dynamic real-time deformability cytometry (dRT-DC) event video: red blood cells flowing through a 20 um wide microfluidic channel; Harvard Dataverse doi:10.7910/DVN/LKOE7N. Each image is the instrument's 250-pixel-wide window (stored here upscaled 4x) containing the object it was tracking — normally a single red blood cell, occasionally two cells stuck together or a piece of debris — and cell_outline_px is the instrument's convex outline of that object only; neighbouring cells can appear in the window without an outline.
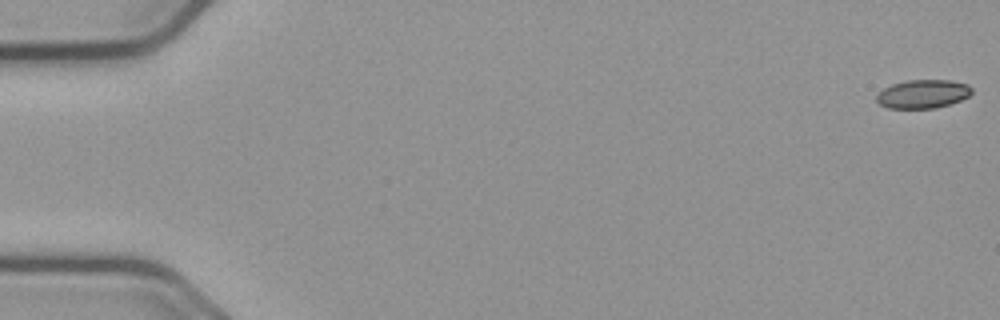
{"species": "common noctule bat (a hibernating species)", "species_latin": "Nyctalus noctula", "temperature_condition": "cold", "stored_images_in_passage": 57, "camera_frame_rate_fps": 3000, "um_per_image_px": 0.085, "animal": {"sex": "male", "body_mass_g": 23.1, "forearm_length_mm": 52.7}, "frame": {"image": 1, "passage_image": 1, "time_ms": 0.0, "image_size_px": [1000, 320], "cell_outline_px": [[972, 92], [968, 96], [960, 100], [936, 108], [888, 108], [880, 104], [876, 100], [876, 96], [884, 88], [892, 84], [908, 80], [948, 80], [968, 84], [972, 88]], "centroid_in_image_um": [78.44, 7.98], "position_along_channel_um": 6.6, "area_um2": 15.72}}
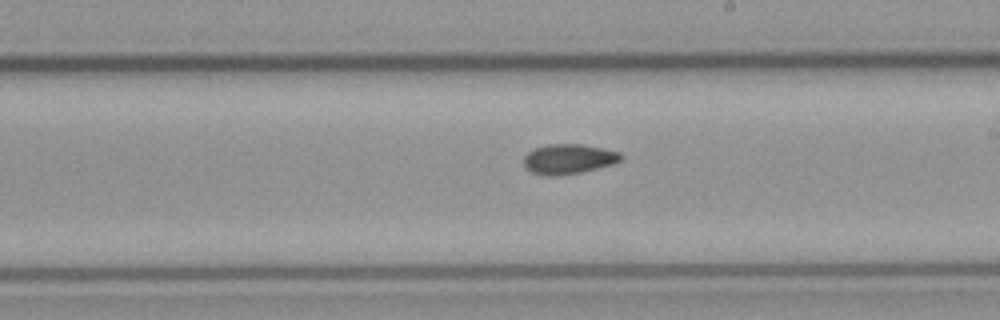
{"frame": {"image": 2, "passage_image": 33, "time_ms": 10.667, "image_size_px": [1000, 320], "cell_outline_px": [[624, 156], [620, 160], [612, 164], [580, 172], [532, 172], [524, 164], [524, 156], [528, 152], [536, 148], [548, 144], [580, 144], [604, 148], [620, 152]], "centroid_in_image_um": [48.41, 13.44], "position_along_channel_um": 240.6, "area_um2": 15.95}}
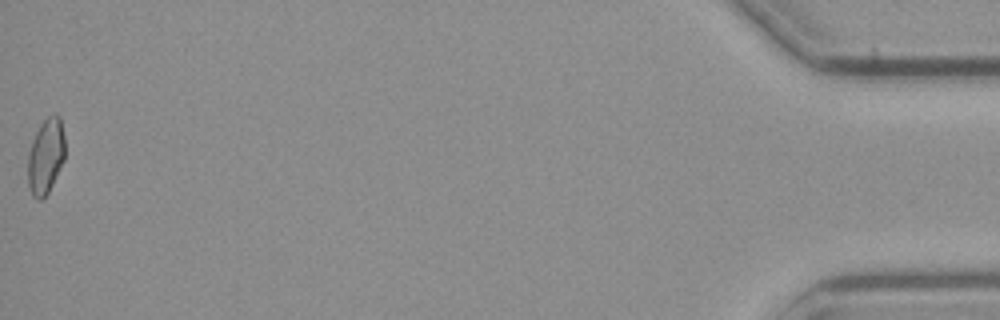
{"frame": {"image": 3, "passage_image": 57, "time_ms": 18.667, "image_size_px": [1000, 320], "cell_outline_px": [[64, 160], [48, 192], [40, 200], [36, 200], [32, 196], [28, 184], [28, 152], [32, 140], [40, 124], [48, 116], [56, 112], [60, 116], [64, 136]], "centroid_in_image_um": [3.88, 13.25], "position_along_channel_um": 431.3, "area_um2": 16.36}, "authors_computed_cell_mechanics": {"area_um2": 16.5308, "velocity_mm_per_s": 3.6711, "shape_relaxation_time_tau1_ms": null, "shape_relaxation_time_tau2_ms": 8.203, "deformation_change_tau1": null, "deformation_change_tau2": 0.1073}}